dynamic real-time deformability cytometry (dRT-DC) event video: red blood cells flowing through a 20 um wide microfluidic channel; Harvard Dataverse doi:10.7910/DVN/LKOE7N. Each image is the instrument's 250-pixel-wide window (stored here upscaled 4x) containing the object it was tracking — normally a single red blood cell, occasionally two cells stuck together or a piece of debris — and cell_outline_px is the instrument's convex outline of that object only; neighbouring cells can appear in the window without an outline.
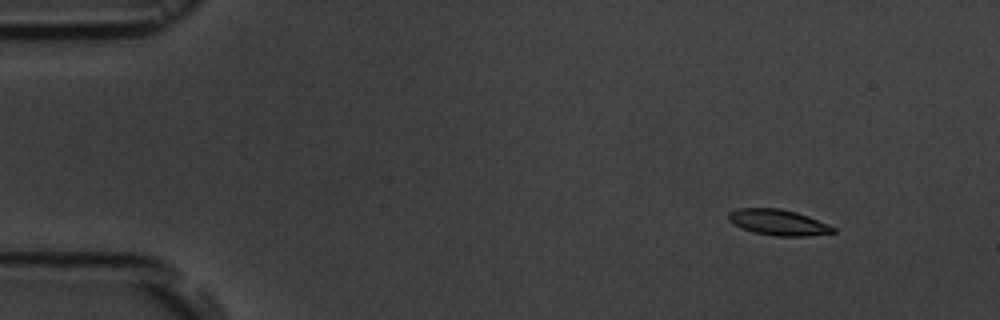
{"species": "common noctule bat (a hibernating species)", "species_latin": "Nyctalus noctula", "temperature_condition": "room temperature", "stored_images_in_passage": 5, "camera_frame_rate_fps": 3000, "um_per_image_px": 0.085, "animal": {"sex": "male", "body_mass_g": 19.5, "forearm_length_mm": 54.6}, "frame": {"image": 1, "passage_image": 2, "time_ms": 1.0, "image_size_px": [1000, 320], "cell_outline_px": [[836, 232], [808, 236], [776, 236], [756, 232], [732, 224], [728, 220], [728, 212], [740, 208], [780, 208], [796, 212], [808, 216], [828, 224], [836, 228]], "centroid_in_image_um": [66.16, 18.89], "position_along_channel_um": 18.8, "area_um2": 15.66}}
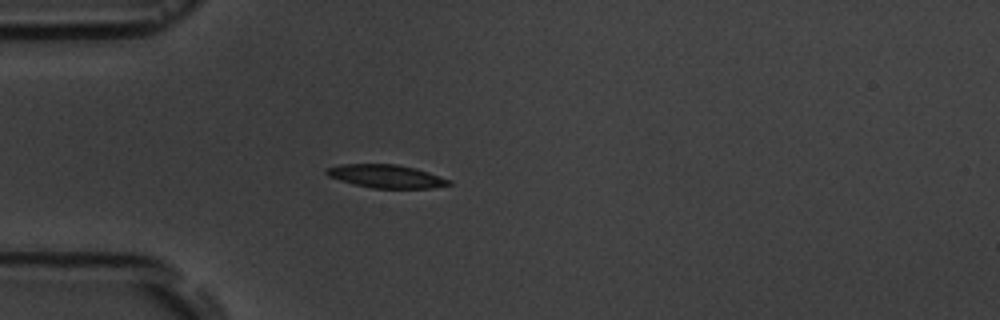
{"frame": {"image": 2, "passage_image": 5, "time_ms": 4.333, "image_size_px": [1000, 320], "cell_outline_px": [[452, 184], [432, 188], [372, 188], [340, 180], [328, 176], [324, 172], [328, 168], [340, 164], [396, 164], [416, 168], [452, 180]], "centroid_in_image_um": [32.85, 14.98], "position_along_channel_um": 52.1, "area_um2": 16.47}}